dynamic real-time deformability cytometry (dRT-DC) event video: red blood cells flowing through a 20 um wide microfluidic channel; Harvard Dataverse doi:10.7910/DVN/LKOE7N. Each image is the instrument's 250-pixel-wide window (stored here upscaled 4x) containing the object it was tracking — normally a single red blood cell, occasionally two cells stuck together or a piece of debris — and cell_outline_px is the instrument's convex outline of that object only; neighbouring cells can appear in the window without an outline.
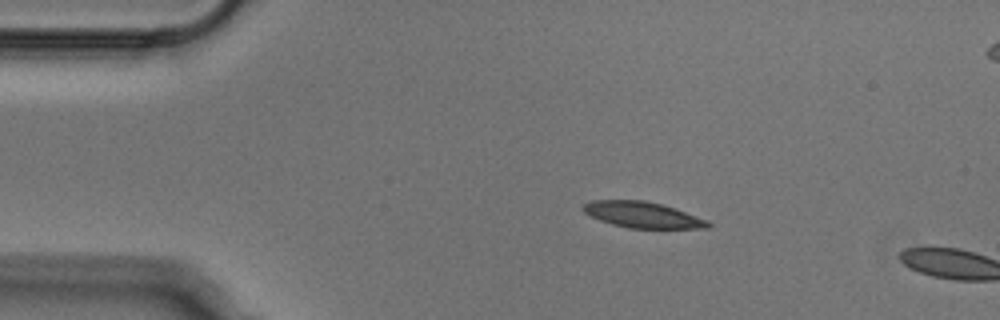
{"species": "Egyptian fruit bat (a non-hibernating species)", "species_latin": "Rousettus aegyptiacus", "temperature_condition": "cold", "stored_images_in_passage": 3, "camera_frame_rate_fps": 3000, "um_per_image_px": 0.085, "animal": {"sex": "male"}, "frame": {"image": 1, "passage_image": 1, "time_ms": 0.0, "image_size_px": [1000, 320], "cell_outline_px": [[712, 224], [708, 228], [628, 228], [612, 224], [600, 220], [584, 212], [580, 208], [584, 204], [592, 200], [644, 200], [676, 208], [708, 220]], "centroid_in_image_um": [54.62, 18.25], "position_along_channel_um": 30.4, "area_um2": 18.9}}